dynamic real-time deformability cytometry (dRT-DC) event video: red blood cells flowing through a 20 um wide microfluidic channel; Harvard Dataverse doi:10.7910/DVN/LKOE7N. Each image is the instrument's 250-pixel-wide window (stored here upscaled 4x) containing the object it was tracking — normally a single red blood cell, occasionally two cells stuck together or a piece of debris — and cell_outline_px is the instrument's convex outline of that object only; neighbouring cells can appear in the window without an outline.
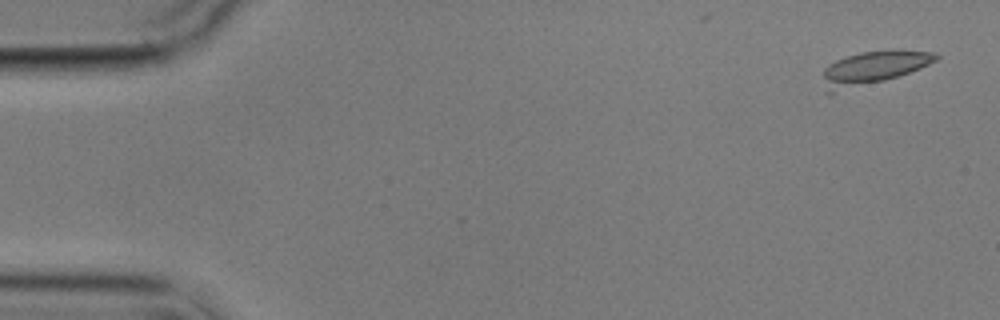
{"species": "common noctule bat (a hibernating species)", "species_latin": "Nyctalus noctula", "temperature_condition": "cold", "stored_images_in_passage": 5, "camera_frame_rate_fps": 3000, "um_per_image_px": 0.085, "animal": {"sex": "male", "body_mass_g": 17.9}, "frame": {"image": 1, "passage_image": 1, "time_ms": 0.0, "image_size_px": [1000, 320], "cell_outline_px": [[940, 56], [936, 60], [920, 68], [884, 80], [828, 96], [824, 92], [824, 68], [828, 64], [836, 60], [860, 52], [932, 52]], "centroid_in_image_um": [74.06, 5.85], "position_along_channel_um": 10.9, "area_um2": 21.27}}
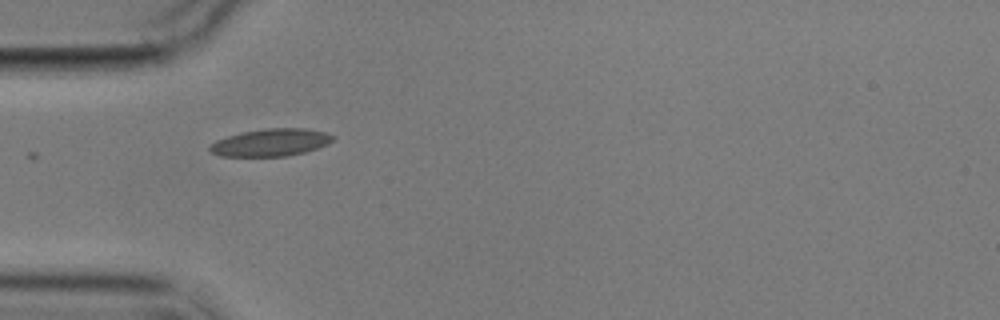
{"frame": {"image": 2, "passage_image": 5, "time_ms": 5.0, "image_size_px": [1000, 320], "cell_outline_px": [[336, 136], [328, 144], [304, 152], [288, 156], [220, 156], [212, 152], [208, 148], [216, 140], [240, 132], [268, 128], [304, 128], [324, 132]], "centroid_in_image_um": [23.02, 12.11], "position_along_channel_um": 62.0, "area_um2": 19.54}}